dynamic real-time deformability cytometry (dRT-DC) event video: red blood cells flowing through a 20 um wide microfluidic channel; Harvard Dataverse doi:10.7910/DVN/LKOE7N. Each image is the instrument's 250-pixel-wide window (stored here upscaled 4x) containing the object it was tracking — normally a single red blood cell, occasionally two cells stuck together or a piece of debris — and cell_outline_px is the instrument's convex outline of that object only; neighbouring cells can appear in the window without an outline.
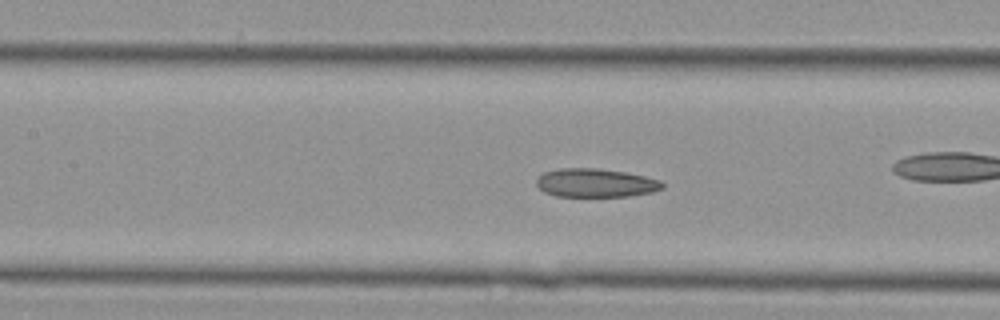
{"species": "Egyptian fruit bat (a non-hibernating species)", "species_latin": "Rousettus aegyptiacus", "temperature_condition": "cold", "stored_images_in_passage": 44, "camera_frame_rate_fps": 3000, "um_per_image_px": 0.085, "animal": {"sex": "female"}, "frame": {"image": 1, "passage_image": 19, "time_ms": 6.0, "image_size_px": [1000, 320], "cell_outline_px": [[664, 188], [652, 192], [628, 196], [556, 196], [544, 192], [536, 184], [536, 180], [544, 172], [560, 168], [596, 168], [624, 172], [644, 176], [660, 180], [664, 184]], "centroid_in_image_um": [50.63, 15.54], "position_along_channel_um": 156.8, "area_um2": 20.87}}